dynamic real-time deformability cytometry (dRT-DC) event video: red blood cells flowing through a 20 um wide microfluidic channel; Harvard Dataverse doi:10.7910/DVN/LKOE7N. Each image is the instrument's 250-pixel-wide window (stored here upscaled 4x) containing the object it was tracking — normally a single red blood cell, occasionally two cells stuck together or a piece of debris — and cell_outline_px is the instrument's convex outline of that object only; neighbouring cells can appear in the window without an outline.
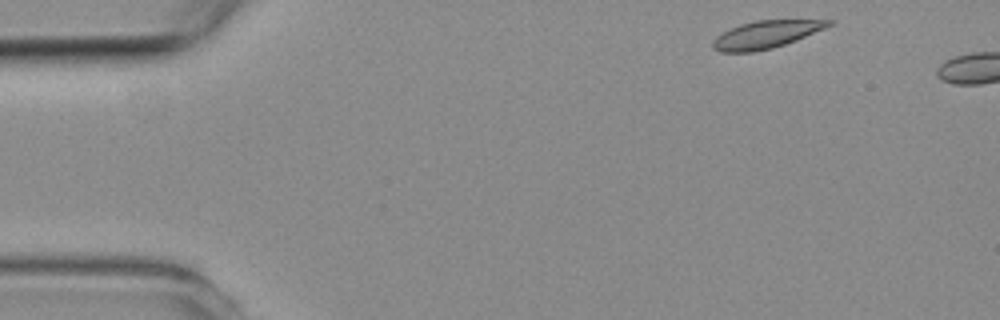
{"species": "common noctule bat (a hibernating species)", "species_latin": "Nyctalus noctula", "temperature_condition": "room temperature", "stored_images_in_passage": 2, "camera_frame_rate_fps": 3000, "um_per_image_px": 0.085, "animal": {"sex": "female", "body_mass_g": 19.3, "forearm_length_mm": 54.1}, "frame": {"image": 1, "passage_image": 1, "time_ms": 0.0, "image_size_px": [1000, 320], "cell_outline_px": [[832, 24], [824, 28], [796, 40], [772, 48], [752, 52], [720, 52], [712, 48], [712, 40], [716, 36], [740, 24], [756, 20], [832, 20]], "centroid_in_image_um": [65.05, 2.94], "position_along_channel_um": 19.9, "area_um2": 18.32}}